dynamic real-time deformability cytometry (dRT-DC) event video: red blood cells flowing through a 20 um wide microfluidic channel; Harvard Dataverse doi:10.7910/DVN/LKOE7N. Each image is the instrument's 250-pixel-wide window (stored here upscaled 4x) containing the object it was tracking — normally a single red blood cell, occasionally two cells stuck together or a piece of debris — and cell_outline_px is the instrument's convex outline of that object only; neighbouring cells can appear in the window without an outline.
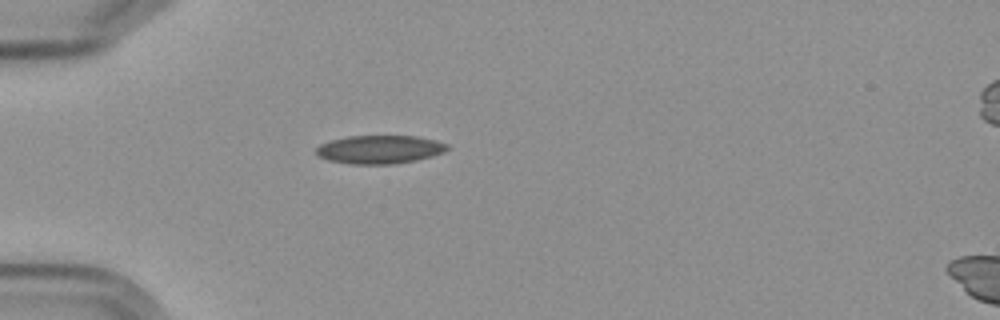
{"species": "Egyptian fruit bat (a non-hibernating species)", "species_latin": "Rousettus aegyptiacus", "temperature_condition": "cold", "stored_images_in_passage": 4, "camera_frame_rate_fps": 3000, "um_per_image_px": 0.085, "frame": {"image": 1, "passage_image": 4, "time_ms": 4.333, "image_size_px": [1000, 320], "cell_outline_px": [[448, 148], [444, 152], [432, 156], [416, 160], [392, 164], [348, 164], [328, 160], [320, 156], [316, 152], [316, 148], [320, 144], [332, 140], [348, 136], [416, 136], [436, 140], [448, 144]], "centroid_in_image_um": [32.28, 12.7], "position_along_channel_um": 52.7, "area_um2": 21.62}}